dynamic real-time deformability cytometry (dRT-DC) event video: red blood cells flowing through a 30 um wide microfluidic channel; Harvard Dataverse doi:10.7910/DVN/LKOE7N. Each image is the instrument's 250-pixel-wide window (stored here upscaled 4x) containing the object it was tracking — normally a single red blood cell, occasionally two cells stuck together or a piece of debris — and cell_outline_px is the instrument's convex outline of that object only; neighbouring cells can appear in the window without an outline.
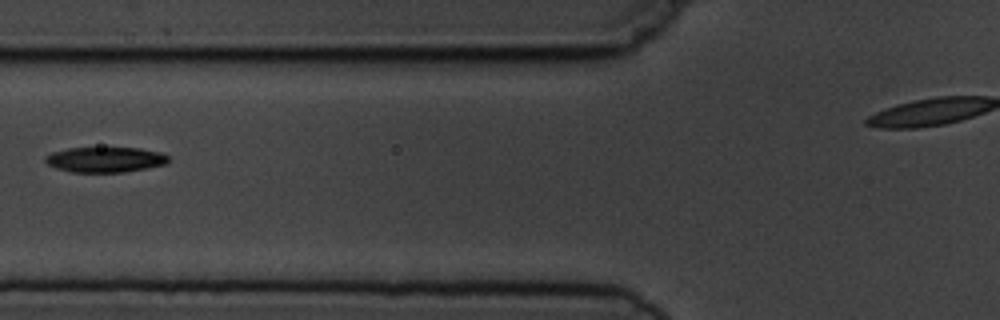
{"species": "common noctule bat (a hibernating species)", "species_latin": "Nyctalus noctula", "temperature_condition": "cold", "stored_images_in_passage": 7, "camera_frame_rate_fps": 3000, "um_per_image_px": 0.085, "animal": {"sex": "male", "body_mass_g": 19.5, "forearm_length_mm": 54.6}, "frame": {"image": 1, "passage_image": 6, "time_ms": 7.0, "image_size_px": [1000, 320], "cell_outline_px": [[168, 160], [164, 164], [148, 168], [124, 172], [72, 172], [56, 168], [48, 164], [44, 160], [44, 156], [52, 152], [68, 148], [140, 148], [160, 152], [168, 156]], "centroid_in_image_um": [8.91, 13.56], "position_along_channel_um": 116.9, "area_um2": 18.09}}
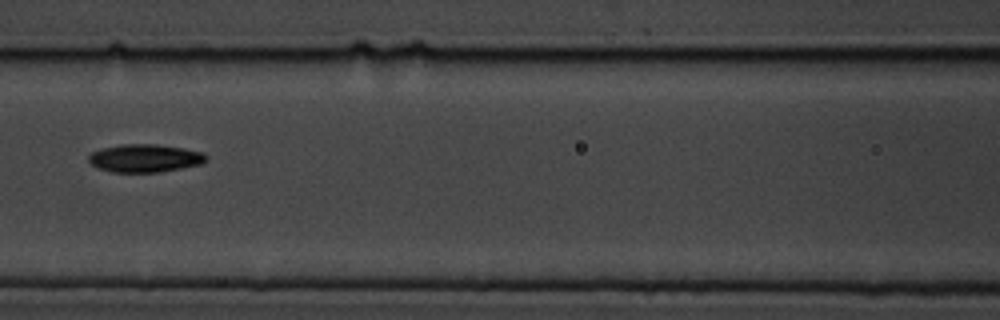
{"frame": {"image": 2, "passage_image": 7, "time_ms": 8.0, "image_size_px": [1000, 320], "cell_outline_px": [[208, 160], [200, 164], [160, 172], [112, 172], [96, 168], [88, 160], [88, 156], [92, 152], [100, 148], [120, 144], [156, 144], [184, 148], [204, 152], [208, 156]], "centroid_in_image_um": [12.31, 13.44], "position_along_channel_um": 154.3, "area_um2": 19.36}}